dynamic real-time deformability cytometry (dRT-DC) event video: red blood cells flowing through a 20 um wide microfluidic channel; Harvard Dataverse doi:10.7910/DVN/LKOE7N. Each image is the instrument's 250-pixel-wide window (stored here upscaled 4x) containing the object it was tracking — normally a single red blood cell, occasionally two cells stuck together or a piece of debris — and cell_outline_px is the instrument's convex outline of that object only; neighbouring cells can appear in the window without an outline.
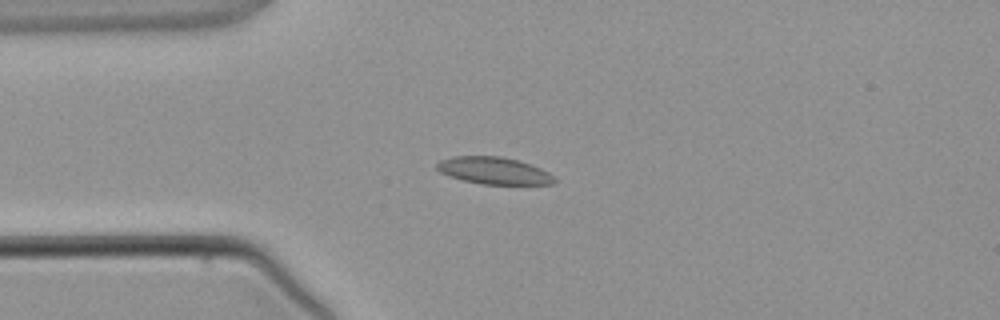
{"species": "common noctule bat (a hibernating species)", "species_latin": "Nyctalus noctula", "temperature_condition": "warm", "stored_images_in_passage": 2, "camera_frame_rate_fps": 3000, "um_per_image_px": 0.085, "animal": {"sex": "male", "body_mass_g": 21.5, "forearm_length_mm": 52.0}, "frame": {"image": 1, "passage_image": 2, "time_ms": 1.667, "image_size_px": [1000, 320], "cell_outline_px": [[556, 180], [552, 184], [480, 184], [460, 180], [448, 176], [440, 172], [436, 168], [436, 164], [440, 160], [452, 156], [500, 156], [516, 160], [540, 168], [548, 172]], "centroid_in_image_um": [41.91, 14.51], "position_along_channel_um": 43.1, "area_um2": 18.5}}